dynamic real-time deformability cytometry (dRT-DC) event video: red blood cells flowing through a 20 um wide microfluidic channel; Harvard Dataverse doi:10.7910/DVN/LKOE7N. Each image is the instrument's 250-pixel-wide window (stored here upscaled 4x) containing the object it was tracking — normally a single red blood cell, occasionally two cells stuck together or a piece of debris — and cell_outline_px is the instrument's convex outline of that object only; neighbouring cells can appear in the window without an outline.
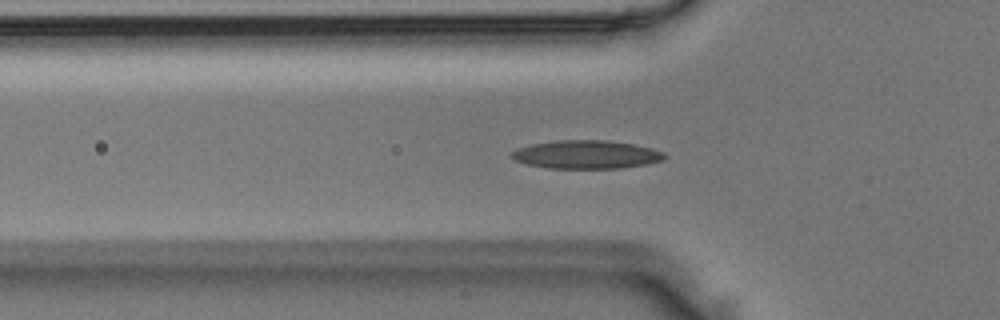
{"species": "Egyptian fruit bat (a non-hibernating species)", "species_latin": "Rousettus aegyptiacus", "temperature_condition": "room temperature", "stored_images_in_passage": 34, "camera_frame_rate_fps": 3000, "um_per_image_px": 0.085, "animal": {"sex": "male"}, "frame": {"image": 1, "passage_image": 2, "time_ms": 0.333, "image_size_px": [1000, 320], "cell_outline_px": [[668, 156], [664, 160], [648, 164], [620, 168], [548, 168], [528, 164], [516, 160], [508, 156], [516, 148], [532, 144], [556, 140], [604, 140], [632, 144], [652, 148], [664, 152]], "centroid_in_image_um": [49.86, 13.13], "position_along_channel_um": 75.9, "area_um2": 25.32}}
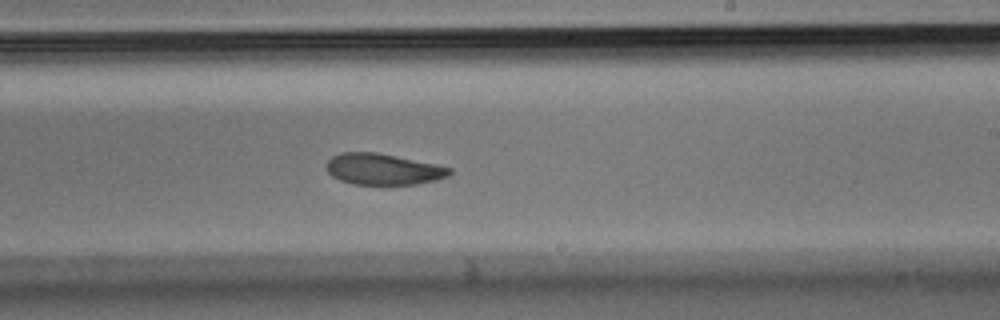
{"frame": {"image": 2, "passage_image": 15, "time_ms": 4.667, "image_size_px": [1000, 320], "cell_outline_px": [[452, 172], [448, 176], [436, 180], [416, 184], [352, 184], [340, 180], [332, 176], [328, 172], [324, 164], [332, 156], [340, 152], [376, 152], [436, 164], [452, 168]], "centroid_in_image_um": [32.54, 14.37], "position_along_channel_um": 256.5, "area_um2": 22.43}}
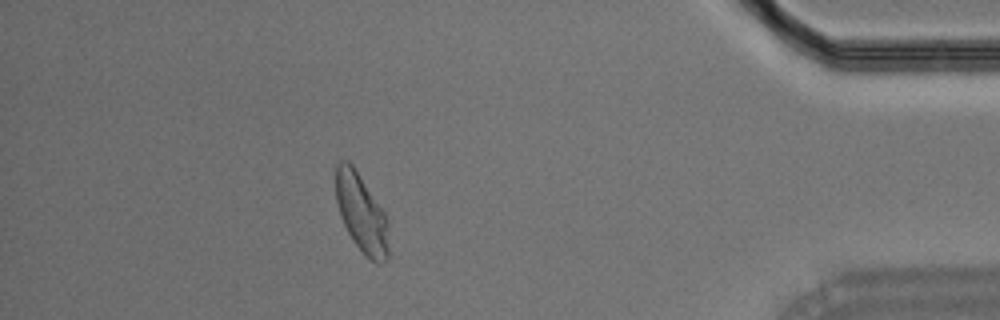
{"frame": {"image": 3, "passage_image": 29, "time_ms": 9.333, "image_size_px": [1000, 320], "cell_outline_px": [[388, 260], [376, 264], [364, 256], [352, 240], [340, 216], [336, 200], [336, 164], [340, 160], [348, 160], [352, 164], [384, 212], [388, 220]], "centroid_in_image_um": [30.72, 18.16], "position_along_channel_um": 404.5, "area_um2": 24.22}}